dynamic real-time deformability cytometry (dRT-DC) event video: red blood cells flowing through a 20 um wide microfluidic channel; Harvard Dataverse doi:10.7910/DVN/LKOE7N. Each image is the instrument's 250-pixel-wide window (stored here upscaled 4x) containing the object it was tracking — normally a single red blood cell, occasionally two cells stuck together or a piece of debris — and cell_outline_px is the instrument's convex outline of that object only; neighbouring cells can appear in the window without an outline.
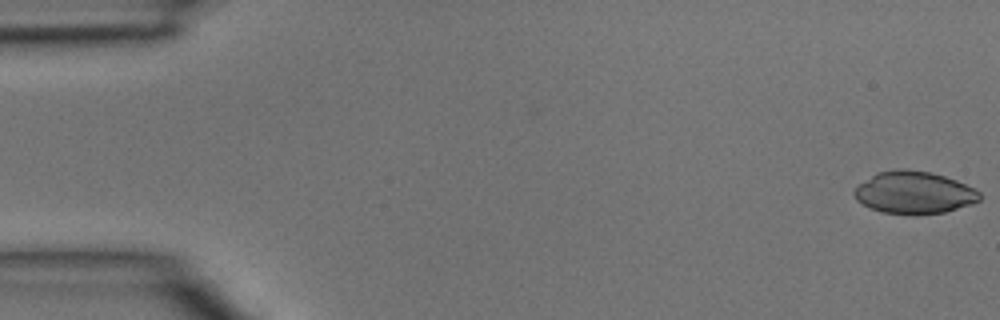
{"species": "common noctule bat (a hibernating species)", "species_latin": "Nyctalus noctula", "temperature_condition": "room temperature", "stored_images_in_passage": 46, "camera_frame_rate_fps": 3000, "um_per_image_px": 0.085, "animal": {"sex": "male", "body_mass_g": 15.6}, "frame": {"image": 1, "passage_image": 1, "time_ms": 0.0, "image_size_px": [1000, 320], "cell_outline_px": [[980, 200], [972, 204], [944, 212], [912, 216], [880, 212], [868, 208], [856, 200], [852, 192], [856, 184], [876, 172], [900, 168], [904, 168], [932, 172], [956, 180], [980, 192]], "centroid_in_image_um": [77.62, 16.38], "position_along_channel_um": 7.4, "area_um2": 31.62}}
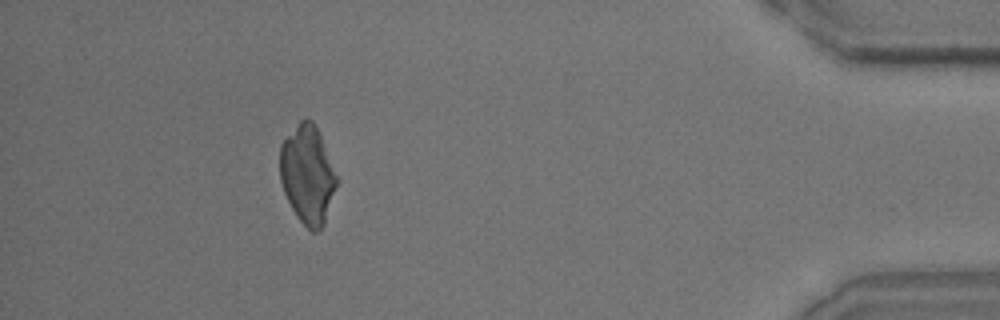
{"frame": {"image": 2, "passage_image": 41, "time_ms": 13.333, "image_size_px": [1000, 320], "cell_outline_px": [[340, 180], [324, 224], [316, 232], [312, 232], [296, 216], [284, 192], [280, 180], [280, 144], [300, 120], [304, 116], [312, 120], [316, 124]], "centroid_in_image_um": [26.17, 14.81], "position_along_channel_um": 409.0, "area_um2": 33.0}}